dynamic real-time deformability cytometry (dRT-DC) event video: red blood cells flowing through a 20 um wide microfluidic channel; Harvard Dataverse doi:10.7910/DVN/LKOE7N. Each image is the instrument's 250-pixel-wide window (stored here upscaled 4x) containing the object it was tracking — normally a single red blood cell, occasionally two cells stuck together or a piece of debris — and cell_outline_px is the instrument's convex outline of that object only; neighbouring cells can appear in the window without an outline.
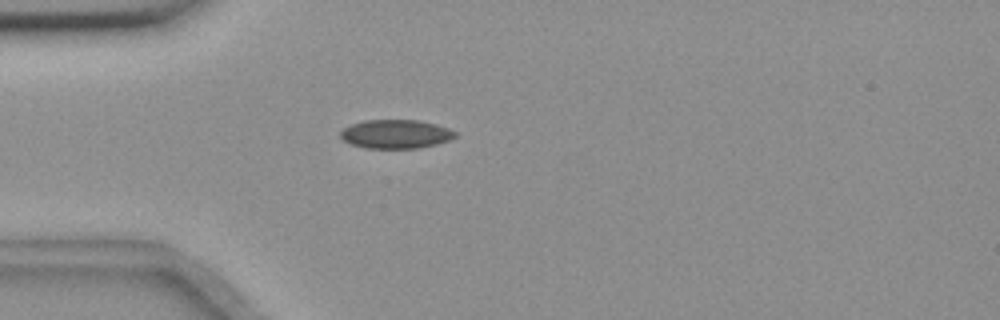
{"species": "common noctule bat (a hibernating species)", "species_latin": "Nyctalus noctula", "temperature_condition": "room temperature", "stored_images_in_passage": 2, "camera_frame_rate_fps": 3000, "um_per_image_px": 0.085, "animal": {"sex": "female", "body_mass_g": 18.4}, "frame": {"image": 1, "passage_image": 1, "time_ms": 0.0, "image_size_px": [1000, 320], "cell_outline_px": [[456, 136], [448, 140], [436, 144], [420, 148], [364, 148], [352, 144], [344, 140], [340, 136], [340, 132], [344, 128], [352, 124], [364, 120], [420, 120], [436, 124], [448, 128], [456, 132]], "centroid_in_image_um": [33.64, 11.39], "position_along_channel_um": 51.4, "area_um2": 19.19}}